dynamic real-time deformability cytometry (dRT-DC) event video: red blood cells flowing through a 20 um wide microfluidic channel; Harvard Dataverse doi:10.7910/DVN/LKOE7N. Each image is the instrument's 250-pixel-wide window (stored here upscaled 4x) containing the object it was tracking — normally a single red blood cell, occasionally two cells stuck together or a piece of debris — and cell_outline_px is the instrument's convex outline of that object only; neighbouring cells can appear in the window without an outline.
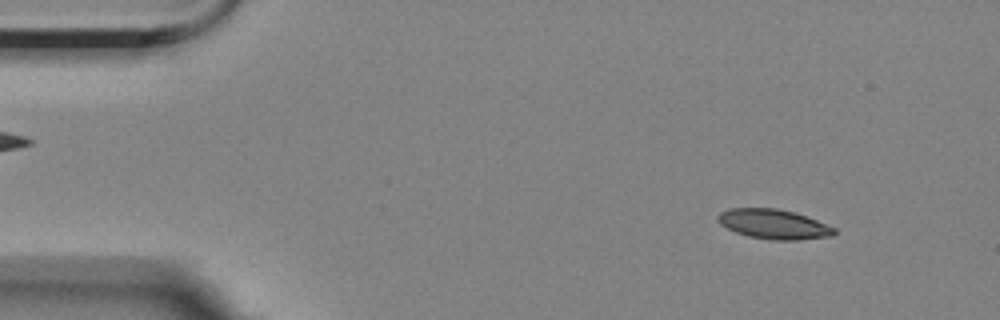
{"species": "Egyptian fruit bat (a non-hibernating species)", "species_latin": "Rousettus aegyptiacus", "temperature_condition": "room temperature", "stored_images_in_passage": 52, "camera_frame_rate_fps": 3000, "um_per_image_px": 0.085, "animal": {"sex": "female"}, "frame": {"image": 1, "passage_image": 2, "time_ms": 0.333, "image_size_px": [1000, 320], "cell_outline_px": [[836, 232], [832, 236], [796, 240], [772, 240], [748, 236], [736, 232], [720, 224], [716, 220], [716, 216], [720, 212], [728, 208], [776, 208], [796, 212], [836, 228]], "centroid_in_image_um": [65.74, 19.04], "position_along_channel_um": 19.3, "area_um2": 20.23}}
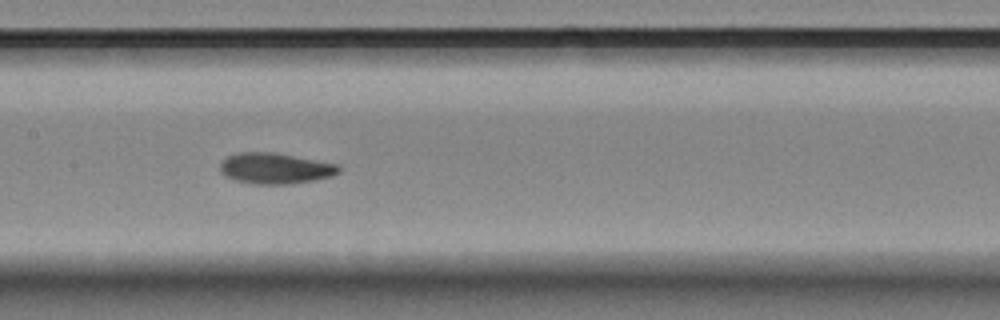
{"frame": {"image": 2, "passage_image": 23, "time_ms": 7.333, "image_size_px": [1000, 320], "cell_outline_px": [[340, 172], [332, 176], [316, 180], [292, 184], [256, 184], [236, 180], [224, 176], [220, 172], [220, 160], [236, 152], [276, 152], [340, 164]], "centroid_in_image_um": [23.4, 14.3], "position_along_channel_um": 184.0, "area_um2": 21.79}}
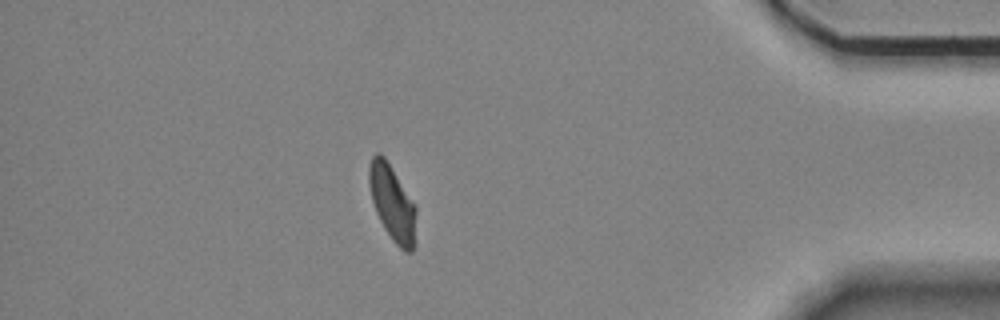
{"frame": {"image": 3, "passage_image": 45, "time_ms": 14.667, "image_size_px": [1000, 320], "cell_outline_px": [[416, 244], [412, 252], [404, 252], [392, 240], [384, 228], [376, 212], [372, 200], [368, 180], [368, 168], [372, 156], [376, 152], [380, 152], [384, 156], [416, 204]], "centroid_in_image_um": [33.37, 17.27], "position_along_channel_um": 401.8, "area_um2": 21.15}, "authors_computed_cell_mechanics": {"area_um2": 20.9814, "velocity_mm_per_s": 3.5387, "shape_relaxation_time_tau1_ms": 4.2621, "shape_relaxation_time_tau2_ms": 1.6348, "deformation_change_tau1": 0.1365, "deformation_change_tau2": 0.0599}}